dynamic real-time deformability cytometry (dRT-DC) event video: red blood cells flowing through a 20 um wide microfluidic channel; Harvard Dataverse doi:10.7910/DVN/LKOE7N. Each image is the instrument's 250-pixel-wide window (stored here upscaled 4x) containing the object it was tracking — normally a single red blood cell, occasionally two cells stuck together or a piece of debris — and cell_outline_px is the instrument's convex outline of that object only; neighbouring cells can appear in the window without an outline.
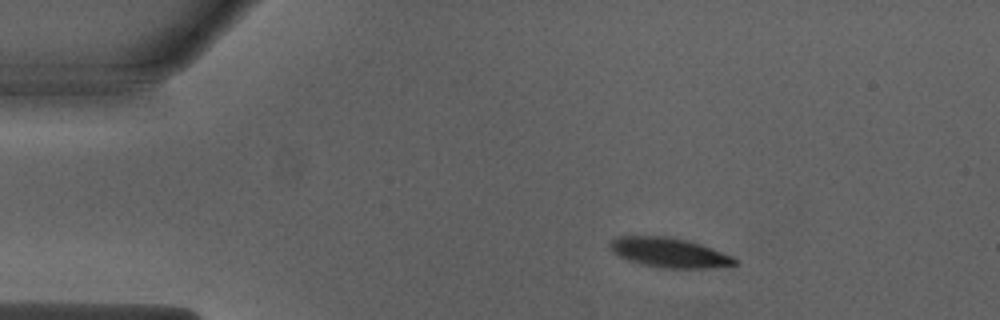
{"species": "Egyptian fruit bat (a non-hibernating species)", "species_latin": "Rousettus aegyptiacus", "temperature_condition": "warm", "stored_images_in_passage": 44, "camera_frame_rate_fps": 3000, "um_per_image_px": 0.085, "animal": {"sex": "male"}, "frame": {"image": 1, "passage_image": 1, "time_ms": 0.0, "image_size_px": [1000, 320], "cell_outline_px": [[736, 264], [712, 268], [660, 268], [640, 264], [628, 260], [612, 252], [612, 240], [620, 236], [664, 236], [684, 240], [700, 244], [732, 256], [736, 260]], "centroid_in_image_um": [56.88, 21.49], "position_along_channel_um": 28.1, "area_um2": 21.15}}
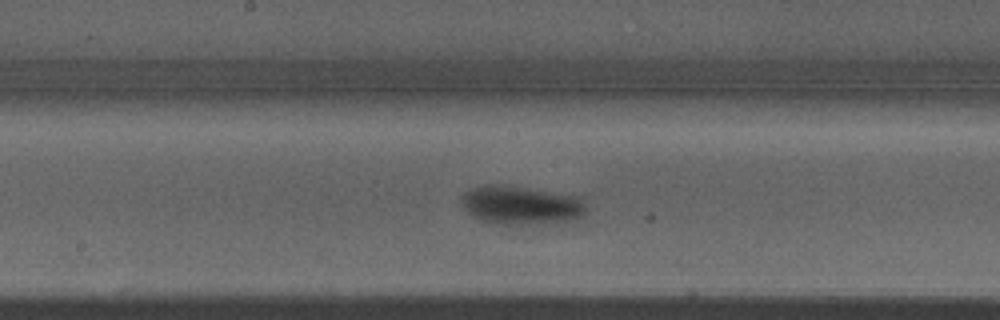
{"frame": {"image": 2, "passage_image": 19, "time_ms": 6.0, "image_size_px": [1000, 320], "cell_outline_px": [[584, 212], [580, 216], [568, 220], [504, 224], [484, 220], [468, 212], [464, 208], [460, 200], [464, 192], [472, 188], [484, 184], [504, 184], [584, 196]], "centroid_in_image_um": [44.27, 17.37], "position_along_channel_um": 203.9, "area_um2": 27.57}}
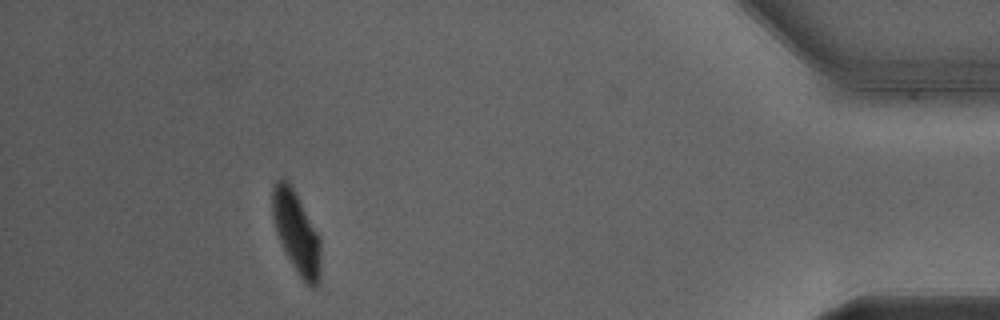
{"frame": {"image": 3, "passage_image": 39, "time_ms": 12.667, "image_size_px": [1000, 320], "cell_outline_px": [[320, 272], [316, 288], [312, 288], [296, 272], [280, 240], [272, 216], [272, 188], [276, 180], [280, 176], [288, 180], [320, 236]], "centroid_in_image_um": [25.19, 19.71], "position_along_channel_um": 410.0, "area_um2": 22.72}, "authors_computed_cell_mechanics": {"area_um2": 25.5187, "velocity_mm_per_s": 3.9767, "shape_relaxation_time_tau1_ms": 2.9846, "shape_relaxation_time_tau2_ms": null, "deformation_change_tau1": 0.1675, "deformation_change_tau2": null}}